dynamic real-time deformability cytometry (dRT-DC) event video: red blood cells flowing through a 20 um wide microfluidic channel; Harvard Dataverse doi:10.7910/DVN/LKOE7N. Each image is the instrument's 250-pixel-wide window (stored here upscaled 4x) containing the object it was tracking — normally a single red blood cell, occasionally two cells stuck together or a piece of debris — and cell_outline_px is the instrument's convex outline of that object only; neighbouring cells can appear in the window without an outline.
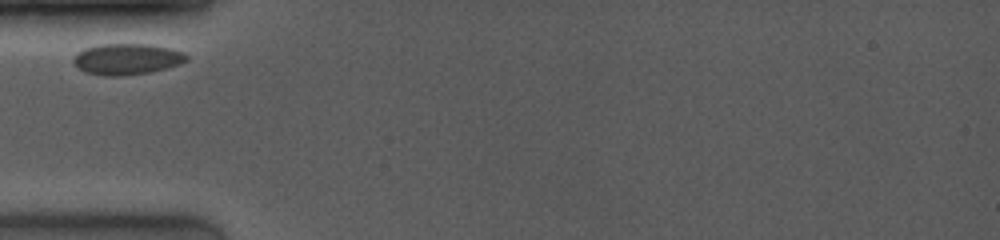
{"species": "common noctule bat (a hibernating species)", "species_latin": "Nyctalus noctula", "temperature_condition": "room temperature", "stored_images_in_passage": 4, "camera_frame_rate_fps": 4000, "um_per_image_px": 0.085, "animal": {"sex": "female", "body_mass_g": 19.0, "forearm_length_mm": 53.3}, "frame": {"image": 1, "passage_image": 1, "time_ms": 0.0, "image_size_px": [1000, 240], "cell_outline_px": [[188, 60], [180, 64], [152, 72], [124, 76], [104, 76], [84, 72], [72, 60], [84, 48], [100, 44], [148, 44], [168, 48], [184, 52], [188, 56]], "centroid_in_image_um": [10.82, 5.03], "position_along_channel_um": 74.2, "area_um2": 20.46}}
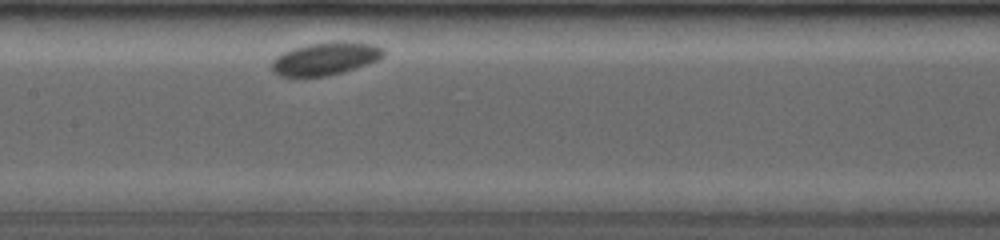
{"frame": {"image": 2, "passage_image": 4, "time_ms": 3.0, "image_size_px": [1000, 240], "cell_outline_px": [[384, 56], [368, 64], [328, 76], [280, 76], [272, 68], [272, 60], [276, 56], [292, 48], [308, 44], [336, 40], [376, 44], [384, 48]], "centroid_in_image_um": [27.69, 4.96], "position_along_channel_um": 179.7, "area_um2": 21.39}}